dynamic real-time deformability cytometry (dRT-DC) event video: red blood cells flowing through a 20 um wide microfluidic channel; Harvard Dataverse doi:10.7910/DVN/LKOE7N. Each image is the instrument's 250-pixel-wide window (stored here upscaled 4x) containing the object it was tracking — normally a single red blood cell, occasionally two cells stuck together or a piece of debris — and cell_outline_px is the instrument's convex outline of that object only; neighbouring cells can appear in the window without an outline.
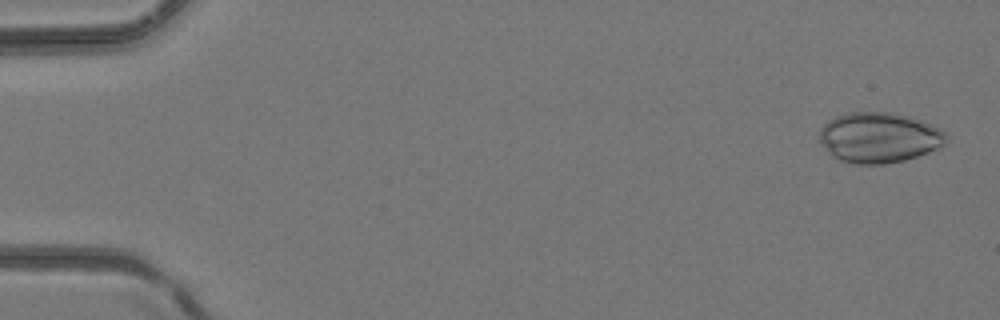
{"species": "common noctule bat (a hibernating species)", "species_latin": "Nyctalus noctula", "temperature_condition": "room temperature", "stored_images_in_passage": 42, "camera_frame_rate_fps": 3000, "um_per_image_px": 0.085, "animal": {"sex": "female", "body_mass_g": 24.6, "forearm_length_mm": 56.2}, "frame": {"image": 1, "passage_image": 2, "time_ms": 0.333, "image_size_px": [1000, 320], "cell_outline_px": [[948, 140], [944, 144], [928, 152], [904, 160], [884, 164], [856, 164], [840, 160], [832, 156], [820, 144], [820, 128], [828, 120], [836, 116], [848, 112], [888, 112], [908, 116], [920, 120], [940, 128], [948, 136]], "centroid_in_image_um": [74.69, 11.69], "position_along_channel_um": 10.3, "area_um2": 37.22}}
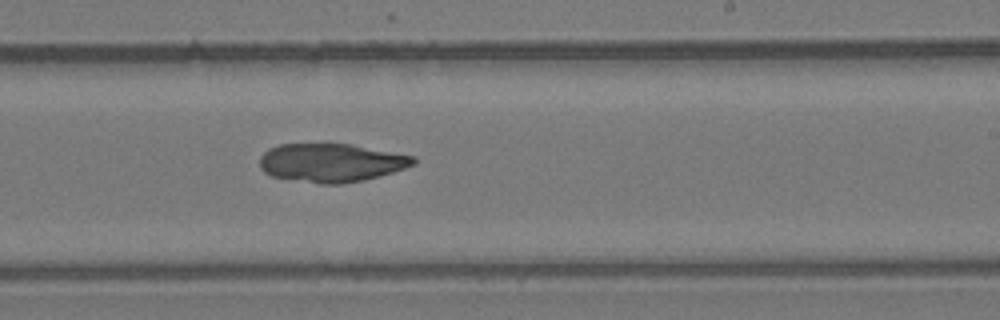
{"frame": {"image": 2, "passage_image": 26, "time_ms": 8.333, "image_size_px": [1000, 320], "cell_outline_px": [[416, 164], [380, 176], [364, 180], [340, 184], [320, 184], [272, 176], [264, 172], [260, 168], [260, 156], [268, 148], [280, 144], [348, 144], [416, 156]], "centroid_in_image_um": [28.15, 13.83], "position_along_channel_um": 260.8, "area_um2": 34.45}}
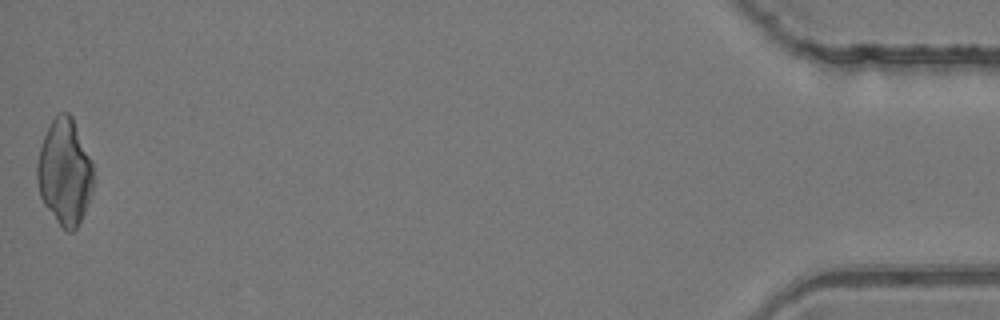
{"frame": {"image": 3, "passage_image": 42, "time_ms": 13.667, "image_size_px": [1000, 320], "cell_outline_px": [[92, 192], [84, 212], [76, 228], [72, 232], [68, 232], [56, 220], [44, 204], [40, 196], [36, 180], [36, 164], [40, 148], [44, 136], [52, 120], [60, 112], [68, 112], [72, 116], [92, 160]], "centroid_in_image_um": [5.48, 14.61], "position_along_channel_um": 429.7, "area_um2": 34.51}}